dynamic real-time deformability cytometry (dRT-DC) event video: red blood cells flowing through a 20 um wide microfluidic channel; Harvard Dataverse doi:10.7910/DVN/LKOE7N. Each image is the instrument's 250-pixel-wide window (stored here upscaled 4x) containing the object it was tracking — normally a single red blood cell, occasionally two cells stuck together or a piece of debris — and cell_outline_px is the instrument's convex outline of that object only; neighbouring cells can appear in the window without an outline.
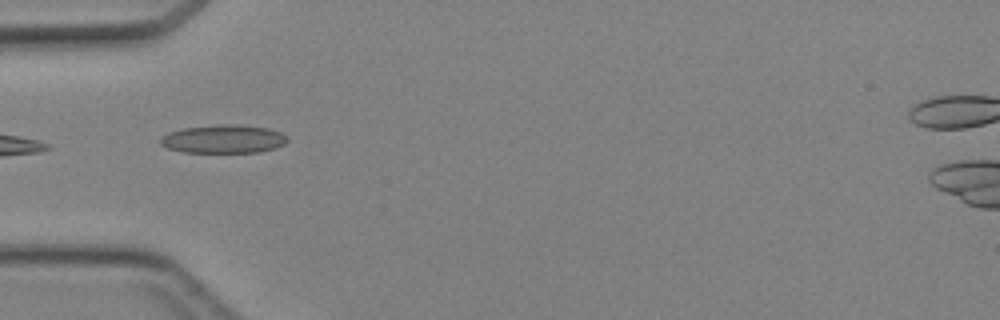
{"species": "Egyptian fruit bat (a non-hibernating species)", "species_latin": "Rousettus aegyptiacus", "temperature_condition": "cold", "stored_images_in_passage": 30, "camera_frame_rate_fps": 3000, "um_per_image_px": 0.085, "animal": {"sex": "female"}, "frame": {"image": 1, "passage_image": 1, "time_ms": 0.0, "image_size_px": [1000, 320], "cell_outline_px": [[288, 140], [284, 144], [276, 148], [260, 152], [184, 152], [168, 148], [160, 144], [160, 136], [168, 132], [184, 128], [220, 124], [228, 124], [268, 128], [280, 132], [288, 136]], "centroid_in_image_um": [18.99, 11.82], "position_along_channel_um": 66.0, "area_um2": 20.98}}
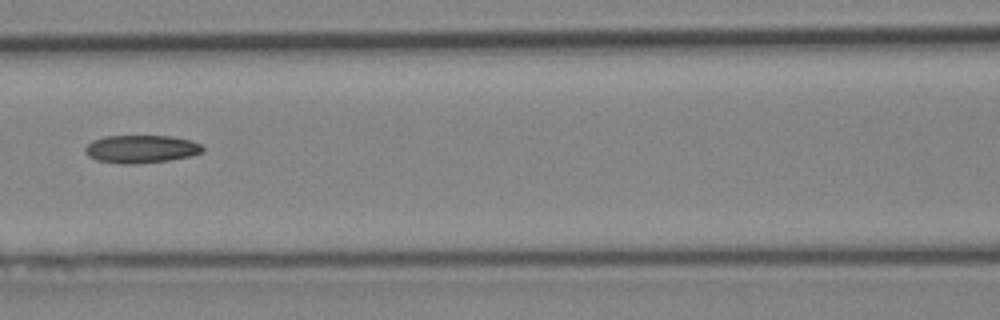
{"frame": {"image": 2, "passage_image": 7, "time_ms": 2.0, "image_size_px": [1000, 320], "cell_outline_px": [[204, 148], [200, 152], [192, 156], [168, 160], [132, 164], [124, 164], [96, 160], [88, 156], [84, 152], [84, 148], [92, 140], [104, 136], [172, 136], [192, 140], [200, 144]], "centroid_in_image_um": [11.97, 12.66], "position_along_channel_um": 154.6, "area_um2": 19.13}}
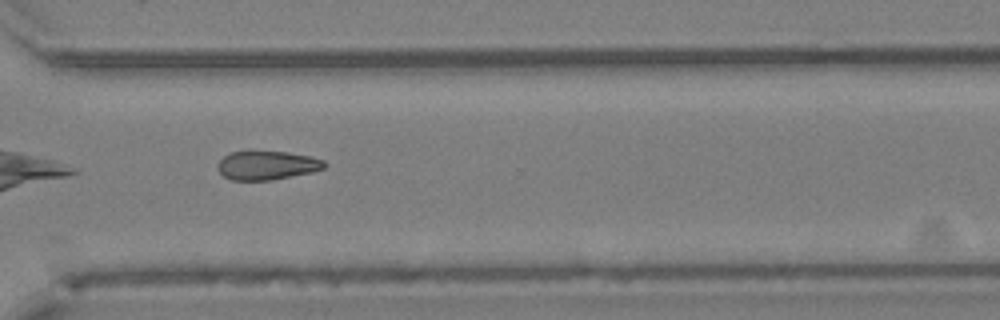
{"frame": {"image": 3, "passage_image": 20, "time_ms": 6.333, "image_size_px": [1000, 320], "cell_outline_px": [[328, 164], [324, 168], [312, 172], [272, 180], [232, 180], [224, 176], [216, 168], [216, 164], [224, 156], [232, 152], [248, 148], [288, 152], [308, 156], [324, 160]], "centroid_in_image_um": [22.65, 14.01], "position_along_channel_um": 347.9, "area_um2": 18.61}}